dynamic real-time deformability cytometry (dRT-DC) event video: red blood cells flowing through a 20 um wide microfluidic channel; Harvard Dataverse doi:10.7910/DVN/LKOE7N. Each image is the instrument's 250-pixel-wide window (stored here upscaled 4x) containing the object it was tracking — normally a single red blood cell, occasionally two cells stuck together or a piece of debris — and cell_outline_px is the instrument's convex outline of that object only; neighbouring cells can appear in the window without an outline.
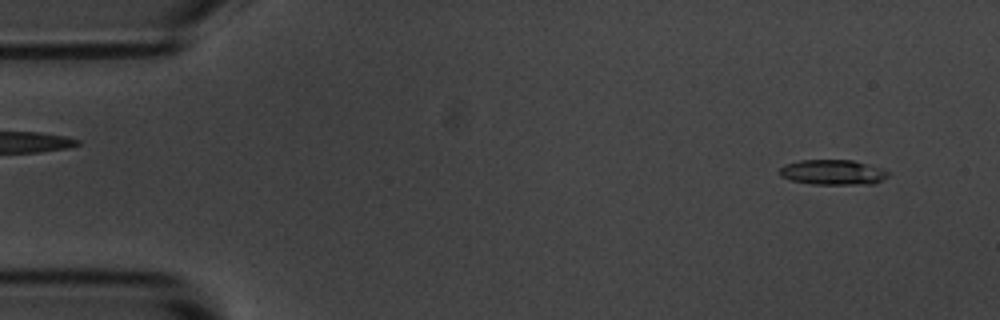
{"species": "common noctule bat (a hibernating species)", "species_latin": "Nyctalus noctula", "temperature_condition": "room temperature", "stored_images_in_passage": 14, "camera_frame_rate_fps": 3000, "um_per_image_px": 0.085, "animal": {"sex": "male", "body_mass_g": 20.1, "forearm_length_mm": 53.5}, "frame": {"image": 1, "passage_image": 1, "time_ms": 0.0, "image_size_px": [1000, 320], "cell_outline_px": [[888, 176], [876, 184], [812, 184], [792, 180], [780, 176], [780, 168], [784, 164], [800, 160], [852, 160], [884, 168], [888, 172]], "centroid_in_image_um": [70.82, 14.64], "position_along_channel_um": 14.2, "area_um2": 15.95}}
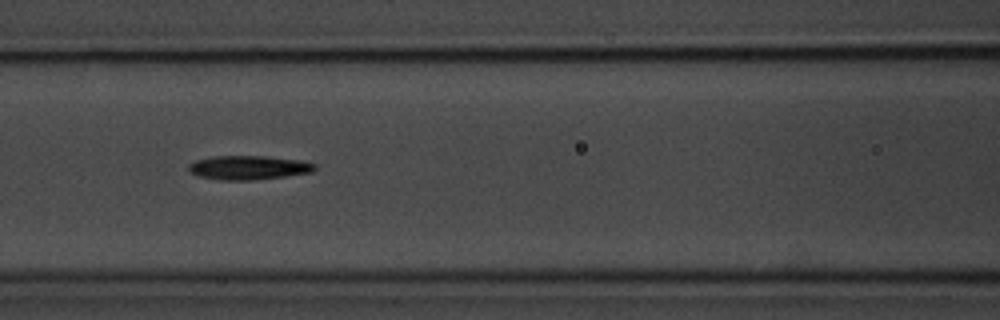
{"frame": {"image": 2, "passage_image": 6, "time_ms": 6.333, "image_size_px": [1000, 320], "cell_outline_px": [[316, 168], [312, 172], [284, 176], [252, 180], [220, 180], [196, 176], [188, 172], [188, 164], [196, 160], [212, 156], [264, 156], [300, 160], [316, 164]], "centroid_in_image_um": [21.07, 14.25], "position_along_channel_um": 145.5, "area_um2": 17.74}}
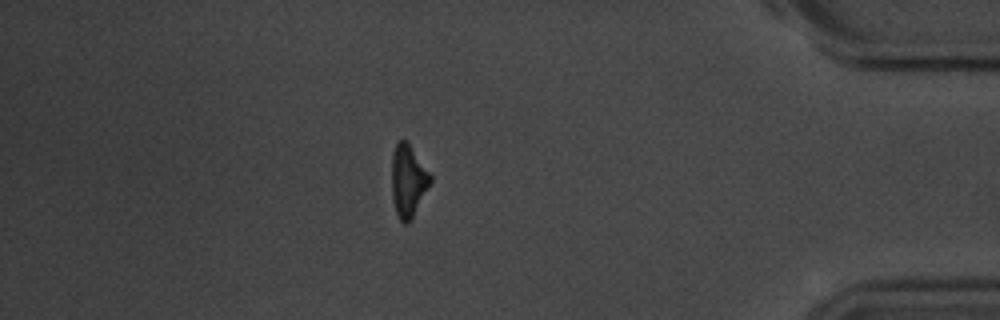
{"frame": {"image": 3, "passage_image": 13, "time_ms": 14.333, "image_size_px": [1000, 320], "cell_outline_px": [[432, 180], [412, 220], [408, 224], [404, 224], [400, 220], [396, 212], [392, 196], [392, 152], [396, 144], [400, 140], [408, 140], [432, 176]], "centroid_in_image_um": [34.7, 15.36], "position_along_channel_um": 400.5, "area_um2": 16.47}, "authors_computed_cell_mechanics": {"area_um2": 16.5308, "velocity_mm_per_s": 3.6954, "shape_relaxation_time_tau1_ms": 1.7111, "shape_relaxation_time_tau2_ms": 5.0083, "deformation_change_tau1": 0.1141, "deformation_change_tau2": 0.1643}}